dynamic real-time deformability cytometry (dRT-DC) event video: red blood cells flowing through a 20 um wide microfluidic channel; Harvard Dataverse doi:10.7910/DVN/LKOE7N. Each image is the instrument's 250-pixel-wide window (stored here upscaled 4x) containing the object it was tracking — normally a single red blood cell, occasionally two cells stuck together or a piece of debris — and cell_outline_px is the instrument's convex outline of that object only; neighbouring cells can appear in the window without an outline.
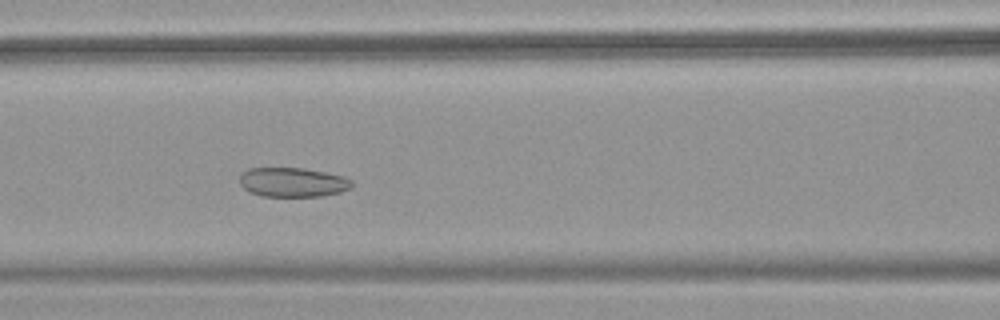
{"species": "common noctule bat (a hibernating species)", "species_latin": "Nyctalus noctula", "temperature_condition": "warm", "stored_images_in_passage": 48, "camera_frame_rate_fps": 3000, "um_per_image_px": 0.085, "animal": {"sex": "female", "body_mass_g": 18.4}, "frame": {"image": 1, "passage_image": 19, "time_ms": 6.0, "image_size_px": [1000, 320], "cell_outline_px": [[352, 188], [340, 192], [320, 196], [260, 196], [244, 188], [240, 184], [240, 176], [248, 168], [304, 168], [344, 176], [352, 180]], "centroid_in_image_um": [24.9, 15.49], "position_along_channel_um": 141.7, "area_um2": 19.13}}
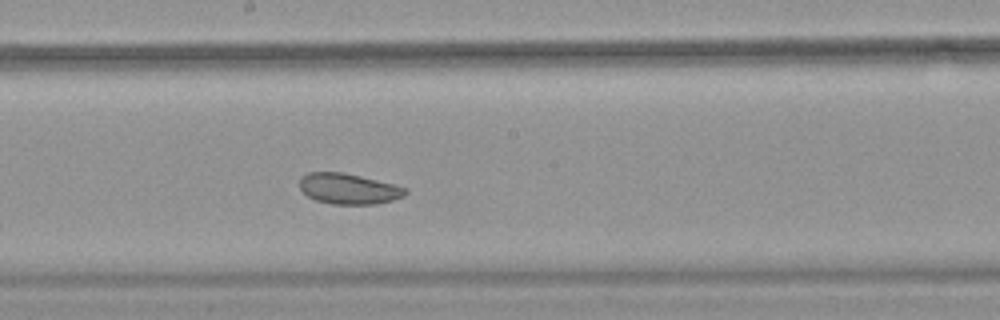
{"frame": {"image": 2, "passage_image": 25, "time_ms": 8.0, "image_size_px": [1000, 320], "cell_outline_px": [[408, 192], [404, 196], [392, 200], [376, 204], [332, 204], [316, 200], [308, 196], [300, 188], [300, 176], [308, 172], [340, 172], [360, 176], [408, 188]], "centroid_in_image_um": [29.62, 16.04], "position_along_channel_um": 218.6, "area_um2": 18.79}}
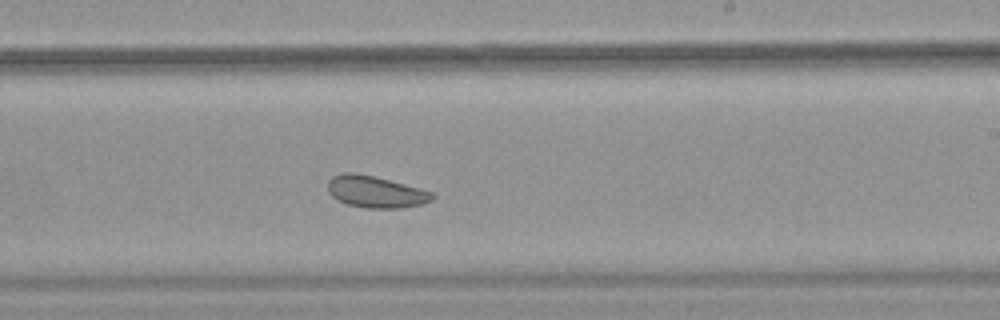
{"frame": {"image": 3, "passage_image": 28, "time_ms": 9.0, "image_size_px": [1000, 320], "cell_outline_px": [[436, 196], [432, 200], [424, 204], [400, 208], [368, 208], [348, 204], [332, 196], [328, 192], [328, 180], [332, 176], [344, 172], [356, 172], [376, 176], [420, 188], [432, 192]], "centroid_in_image_um": [31.95, 16.29], "position_along_channel_um": 257.1, "area_um2": 19.48}, "authors_computed_cell_mechanics": {"area_um2": 22.7154, "velocity_mm_per_s": 3.8595, "shape_relaxation_time_tau1_ms": null, "shape_relaxation_time_tau2_ms": 4.4486, "deformation_change_tau1": null, "deformation_change_tau2": 0.0921}}